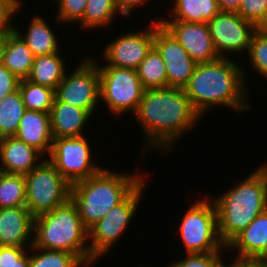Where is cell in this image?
I'll list each match as a JSON object with an SVG mask.
<instances>
[{
    "mask_svg": "<svg viewBox=\"0 0 267 267\" xmlns=\"http://www.w3.org/2000/svg\"><path fill=\"white\" fill-rule=\"evenodd\" d=\"M64 78L55 90V97L62 102L85 109L91 116L100 103V78L98 62L85 59Z\"/></svg>",
    "mask_w": 267,
    "mask_h": 267,
    "instance_id": "cell-11",
    "label": "cell"
},
{
    "mask_svg": "<svg viewBox=\"0 0 267 267\" xmlns=\"http://www.w3.org/2000/svg\"><path fill=\"white\" fill-rule=\"evenodd\" d=\"M136 71L145 90L167 88L165 63L154 46L148 51Z\"/></svg>",
    "mask_w": 267,
    "mask_h": 267,
    "instance_id": "cell-25",
    "label": "cell"
},
{
    "mask_svg": "<svg viewBox=\"0 0 267 267\" xmlns=\"http://www.w3.org/2000/svg\"><path fill=\"white\" fill-rule=\"evenodd\" d=\"M218 55L248 53L251 38L257 27L244 20L237 12H219L207 22Z\"/></svg>",
    "mask_w": 267,
    "mask_h": 267,
    "instance_id": "cell-12",
    "label": "cell"
},
{
    "mask_svg": "<svg viewBox=\"0 0 267 267\" xmlns=\"http://www.w3.org/2000/svg\"><path fill=\"white\" fill-rule=\"evenodd\" d=\"M49 114L53 139L82 136L86 123L91 119L85 109L59 101L56 97Z\"/></svg>",
    "mask_w": 267,
    "mask_h": 267,
    "instance_id": "cell-20",
    "label": "cell"
},
{
    "mask_svg": "<svg viewBox=\"0 0 267 267\" xmlns=\"http://www.w3.org/2000/svg\"><path fill=\"white\" fill-rule=\"evenodd\" d=\"M22 7L21 0H0V32L9 31L14 25L12 22L13 15L15 16Z\"/></svg>",
    "mask_w": 267,
    "mask_h": 267,
    "instance_id": "cell-36",
    "label": "cell"
},
{
    "mask_svg": "<svg viewBox=\"0 0 267 267\" xmlns=\"http://www.w3.org/2000/svg\"><path fill=\"white\" fill-rule=\"evenodd\" d=\"M265 169H266V171H267V164H263L262 165Z\"/></svg>",
    "mask_w": 267,
    "mask_h": 267,
    "instance_id": "cell-46",
    "label": "cell"
},
{
    "mask_svg": "<svg viewBox=\"0 0 267 267\" xmlns=\"http://www.w3.org/2000/svg\"><path fill=\"white\" fill-rule=\"evenodd\" d=\"M25 177L2 173L0 177V209L25 206Z\"/></svg>",
    "mask_w": 267,
    "mask_h": 267,
    "instance_id": "cell-30",
    "label": "cell"
},
{
    "mask_svg": "<svg viewBox=\"0 0 267 267\" xmlns=\"http://www.w3.org/2000/svg\"><path fill=\"white\" fill-rule=\"evenodd\" d=\"M64 61L59 53L36 56L27 80L56 90L67 72Z\"/></svg>",
    "mask_w": 267,
    "mask_h": 267,
    "instance_id": "cell-23",
    "label": "cell"
},
{
    "mask_svg": "<svg viewBox=\"0 0 267 267\" xmlns=\"http://www.w3.org/2000/svg\"><path fill=\"white\" fill-rule=\"evenodd\" d=\"M159 22L175 37L197 64L210 63L221 58L215 49L207 23H190L161 18H159Z\"/></svg>",
    "mask_w": 267,
    "mask_h": 267,
    "instance_id": "cell-15",
    "label": "cell"
},
{
    "mask_svg": "<svg viewBox=\"0 0 267 267\" xmlns=\"http://www.w3.org/2000/svg\"><path fill=\"white\" fill-rule=\"evenodd\" d=\"M30 249L29 267H87V265L73 253L41 249L33 245Z\"/></svg>",
    "mask_w": 267,
    "mask_h": 267,
    "instance_id": "cell-28",
    "label": "cell"
},
{
    "mask_svg": "<svg viewBox=\"0 0 267 267\" xmlns=\"http://www.w3.org/2000/svg\"><path fill=\"white\" fill-rule=\"evenodd\" d=\"M33 230L34 216L26 206L0 209V246L31 248Z\"/></svg>",
    "mask_w": 267,
    "mask_h": 267,
    "instance_id": "cell-16",
    "label": "cell"
},
{
    "mask_svg": "<svg viewBox=\"0 0 267 267\" xmlns=\"http://www.w3.org/2000/svg\"><path fill=\"white\" fill-rule=\"evenodd\" d=\"M100 101L107 104L113 115L136 112L144 88L135 69L98 65Z\"/></svg>",
    "mask_w": 267,
    "mask_h": 267,
    "instance_id": "cell-9",
    "label": "cell"
},
{
    "mask_svg": "<svg viewBox=\"0 0 267 267\" xmlns=\"http://www.w3.org/2000/svg\"><path fill=\"white\" fill-rule=\"evenodd\" d=\"M244 72V68L229 57L196 64L184 91L202 119L214 107L223 106L240 112L250 109Z\"/></svg>",
    "mask_w": 267,
    "mask_h": 267,
    "instance_id": "cell-2",
    "label": "cell"
},
{
    "mask_svg": "<svg viewBox=\"0 0 267 267\" xmlns=\"http://www.w3.org/2000/svg\"><path fill=\"white\" fill-rule=\"evenodd\" d=\"M238 183L222 196L212 198L217 210L218 234L225 246L267 210V171L262 165Z\"/></svg>",
    "mask_w": 267,
    "mask_h": 267,
    "instance_id": "cell-3",
    "label": "cell"
},
{
    "mask_svg": "<svg viewBox=\"0 0 267 267\" xmlns=\"http://www.w3.org/2000/svg\"><path fill=\"white\" fill-rule=\"evenodd\" d=\"M257 30L260 31L261 33L267 35V13H266L264 19L257 26Z\"/></svg>",
    "mask_w": 267,
    "mask_h": 267,
    "instance_id": "cell-41",
    "label": "cell"
},
{
    "mask_svg": "<svg viewBox=\"0 0 267 267\" xmlns=\"http://www.w3.org/2000/svg\"><path fill=\"white\" fill-rule=\"evenodd\" d=\"M18 88L26 110L50 113L55 99L54 89L34 84L27 79L20 80Z\"/></svg>",
    "mask_w": 267,
    "mask_h": 267,
    "instance_id": "cell-27",
    "label": "cell"
},
{
    "mask_svg": "<svg viewBox=\"0 0 267 267\" xmlns=\"http://www.w3.org/2000/svg\"><path fill=\"white\" fill-rule=\"evenodd\" d=\"M34 58L30 48L13 29L2 32V64L19 80L28 78Z\"/></svg>",
    "mask_w": 267,
    "mask_h": 267,
    "instance_id": "cell-21",
    "label": "cell"
},
{
    "mask_svg": "<svg viewBox=\"0 0 267 267\" xmlns=\"http://www.w3.org/2000/svg\"><path fill=\"white\" fill-rule=\"evenodd\" d=\"M148 0H114L115 6L119 13L123 16L132 15V11L136 9L140 4H144Z\"/></svg>",
    "mask_w": 267,
    "mask_h": 267,
    "instance_id": "cell-38",
    "label": "cell"
},
{
    "mask_svg": "<svg viewBox=\"0 0 267 267\" xmlns=\"http://www.w3.org/2000/svg\"><path fill=\"white\" fill-rule=\"evenodd\" d=\"M153 46L165 63L167 87L184 88L197 63L159 20L154 21Z\"/></svg>",
    "mask_w": 267,
    "mask_h": 267,
    "instance_id": "cell-13",
    "label": "cell"
},
{
    "mask_svg": "<svg viewBox=\"0 0 267 267\" xmlns=\"http://www.w3.org/2000/svg\"><path fill=\"white\" fill-rule=\"evenodd\" d=\"M247 54L253 70L267 77V35L256 30L252 35Z\"/></svg>",
    "mask_w": 267,
    "mask_h": 267,
    "instance_id": "cell-31",
    "label": "cell"
},
{
    "mask_svg": "<svg viewBox=\"0 0 267 267\" xmlns=\"http://www.w3.org/2000/svg\"><path fill=\"white\" fill-rule=\"evenodd\" d=\"M42 156L38 150L14 136L0 138V167L4 173L25 175L43 161L39 160Z\"/></svg>",
    "mask_w": 267,
    "mask_h": 267,
    "instance_id": "cell-18",
    "label": "cell"
},
{
    "mask_svg": "<svg viewBox=\"0 0 267 267\" xmlns=\"http://www.w3.org/2000/svg\"><path fill=\"white\" fill-rule=\"evenodd\" d=\"M2 64V33L0 32V65Z\"/></svg>",
    "mask_w": 267,
    "mask_h": 267,
    "instance_id": "cell-42",
    "label": "cell"
},
{
    "mask_svg": "<svg viewBox=\"0 0 267 267\" xmlns=\"http://www.w3.org/2000/svg\"><path fill=\"white\" fill-rule=\"evenodd\" d=\"M226 249L237 252L238 259L261 262L267 259V210L259 214L239 233Z\"/></svg>",
    "mask_w": 267,
    "mask_h": 267,
    "instance_id": "cell-17",
    "label": "cell"
},
{
    "mask_svg": "<svg viewBox=\"0 0 267 267\" xmlns=\"http://www.w3.org/2000/svg\"><path fill=\"white\" fill-rule=\"evenodd\" d=\"M145 179L117 206L88 230L91 265L119 240L131 223L145 188ZM98 258V259H97ZM96 260V261H95Z\"/></svg>",
    "mask_w": 267,
    "mask_h": 267,
    "instance_id": "cell-8",
    "label": "cell"
},
{
    "mask_svg": "<svg viewBox=\"0 0 267 267\" xmlns=\"http://www.w3.org/2000/svg\"><path fill=\"white\" fill-rule=\"evenodd\" d=\"M0 267H29V253L25 247L0 246Z\"/></svg>",
    "mask_w": 267,
    "mask_h": 267,
    "instance_id": "cell-33",
    "label": "cell"
},
{
    "mask_svg": "<svg viewBox=\"0 0 267 267\" xmlns=\"http://www.w3.org/2000/svg\"><path fill=\"white\" fill-rule=\"evenodd\" d=\"M58 4L56 21L60 23L79 22L84 15L88 0H54Z\"/></svg>",
    "mask_w": 267,
    "mask_h": 267,
    "instance_id": "cell-32",
    "label": "cell"
},
{
    "mask_svg": "<svg viewBox=\"0 0 267 267\" xmlns=\"http://www.w3.org/2000/svg\"><path fill=\"white\" fill-rule=\"evenodd\" d=\"M25 111L19 88L0 100V138L16 134Z\"/></svg>",
    "mask_w": 267,
    "mask_h": 267,
    "instance_id": "cell-26",
    "label": "cell"
},
{
    "mask_svg": "<svg viewBox=\"0 0 267 267\" xmlns=\"http://www.w3.org/2000/svg\"><path fill=\"white\" fill-rule=\"evenodd\" d=\"M242 0H217L220 12H238Z\"/></svg>",
    "mask_w": 267,
    "mask_h": 267,
    "instance_id": "cell-39",
    "label": "cell"
},
{
    "mask_svg": "<svg viewBox=\"0 0 267 267\" xmlns=\"http://www.w3.org/2000/svg\"><path fill=\"white\" fill-rule=\"evenodd\" d=\"M24 177L25 206L34 217L51 212L70 199L71 184L45 158Z\"/></svg>",
    "mask_w": 267,
    "mask_h": 267,
    "instance_id": "cell-7",
    "label": "cell"
},
{
    "mask_svg": "<svg viewBox=\"0 0 267 267\" xmlns=\"http://www.w3.org/2000/svg\"><path fill=\"white\" fill-rule=\"evenodd\" d=\"M14 137L38 150L43 156L50 154L53 142L50 114L26 110Z\"/></svg>",
    "mask_w": 267,
    "mask_h": 267,
    "instance_id": "cell-19",
    "label": "cell"
},
{
    "mask_svg": "<svg viewBox=\"0 0 267 267\" xmlns=\"http://www.w3.org/2000/svg\"><path fill=\"white\" fill-rule=\"evenodd\" d=\"M88 242V229L71 199L51 212L34 217V247L73 253L88 267L91 265Z\"/></svg>",
    "mask_w": 267,
    "mask_h": 267,
    "instance_id": "cell-5",
    "label": "cell"
},
{
    "mask_svg": "<svg viewBox=\"0 0 267 267\" xmlns=\"http://www.w3.org/2000/svg\"><path fill=\"white\" fill-rule=\"evenodd\" d=\"M263 267H267V259L262 260L261 262H259Z\"/></svg>",
    "mask_w": 267,
    "mask_h": 267,
    "instance_id": "cell-43",
    "label": "cell"
},
{
    "mask_svg": "<svg viewBox=\"0 0 267 267\" xmlns=\"http://www.w3.org/2000/svg\"><path fill=\"white\" fill-rule=\"evenodd\" d=\"M221 254V252L186 254V258L175 261L168 267H216L222 257Z\"/></svg>",
    "mask_w": 267,
    "mask_h": 267,
    "instance_id": "cell-35",
    "label": "cell"
},
{
    "mask_svg": "<svg viewBox=\"0 0 267 267\" xmlns=\"http://www.w3.org/2000/svg\"><path fill=\"white\" fill-rule=\"evenodd\" d=\"M20 80L3 64L0 65V100L18 89Z\"/></svg>",
    "mask_w": 267,
    "mask_h": 267,
    "instance_id": "cell-37",
    "label": "cell"
},
{
    "mask_svg": "<svg viewBox=\"0 0 267 267\" xmlns=\"http://www.w3.org/2000/svg\"><path fill=\"white\" fill-rule=\"evenodd\" d=\"M118 12L114 0H88L83 18L79 21L80 27L90 30L99 27L103 29L114 22L116 14H120Z\"/></svg>",
    "mask_w": 267,
    "mask_h": 267,
    "instance_id": "cell-29",
    "label": "cell"
},
{
    "mask_svg": "<svg viewBox=\"0 0 267 267\" xmlns=\"http://www.w3.org/2000/svg\"><path fill=\"white\" fill-rule=\"evenodd\" d=\"M146 177L101 169L87 179L71 185L70 199L89 230L113 207L121 203Z\"/></svg>",
    "mask_w": 267,
    "mask_h": 267,
    "instance_id": "cell-4",
    "label": "cell"
},
{
    "mask_svg": "<svg viewBox=\"0 0 267 267\" xmlns=\"http://www.w3.org/2000/svg\"><path fill=\"white\" fill-rule=\"evenodd\" d=\"M222 258L216 265V267H253L257 262L252 261V260H245V259H238L235 258L233 259V262L228 265H226V262H223Z\"/></svg>",
    "mask_w": 267,
    "mask_h": 267,
    "instance_id": "cell-40",
    "label": "cell"
},
{
    "mask_svg": "<svg viewBox=\"0 0 267 267\" xmlns=\"http://www.w3.org/2000/svg\"><path fill=\"white\" fill-rule=\"evenodd\" d=\"M173 19L190 23H207L220 10L217 0H174Z\"/></svg>",
    "mask_w": 267,
    "mask_h": 267,
    "instance_id": "cell-24",
    "label": "cell"
},
{
    "mask_svg": "<svg viewBox=\"0 0 267 267\" xmlns=\"http://www.w3.org/2000/svg\"><path fill=\"white\" fill-rule=\"evenodd\" d=\"M253 267H263L259 262H257Z\"/></svg>",
    "mask_w": 267,
    "mask_h": 267,
    "instance_id": "cell-44",
    "label": "cell"
},
{
    "mask_svg": "<svg viewBox=\"0 0 267 267\" xmlns=\"http://www.w3.org/2000/svg\"><path fill=\"white\" fill-rule=\"evenodd\" d=\"M145 136L144 148L169 153L181 135L202 118L192 107L184 88L146 89L133 115ZM197 122V123H196Z\"/></svg>",
    "mask_w": 267,
    "mask_h": 267,
    "instance_id": "cell-1",
    "label": "cell"
},
{
    "mask_svg": "<svg viewBox=\"0 0 267 267\" xmlns=\"http://www.w3.org/2000/svg\"><path fill=\"white\" fill-rule=\"evenodd\" d=\"M2 173H3V170H2V168L0 167V177H1Z\"/></svg>",
    "mask_w": 267,
    "mask_h": 267,
    "instance_id": "cell-45",
    "label": "cell"
},
{
    "mask_svg": "<svg viewBox=\"0 0 267 267\" xmlns=\"http://www.w3.org/2000/svg\"><path fill=\"white\" fill-rule=\"evenodd\" d=\"M90 143L84 135L54 139L47 160L71 184L87 179L102 168L92 162ZM94 163V164H93Z\"/></svg>",
    "mask_w": 267,
    "mask_h": 267,
    "instance_id": "cell-10",
    "label": "cell"
},
{
    "mask_svg": "<svg viewBox=\"0 0 267 267\" xmlns=\"http://www.w3.org/2000/svg\"><path fill=\"white\" fill-rule=\"evenodd\" d=\"M45 20L35 15L28 25L26 34H21L19 28L15 26L12 28L24 40L35 57L60 53L59 39Z\"/></svg>",
    "mask_w": 267,
    "mask_h": 267,
    "instance_id": "cell-22",
    "label": "cell"
},
{
    "mask_svg": "<svg viewBox=\"0 0 267 267\" xmlns=\"http://www.w3.org/2000/svg\"><path fill=\"white\" fill-rule=\"evenodd\" d=\"M153 41L154 22L150 24V29L145 31L127 32L105 45L103 58L107 64L102 66L136 70L153 46Z\"/></svg>",
    "mask_w": 267,
    "mask_h": 267,
    "instance_id": "cell-14",
    "label": "cell"
},
{
    "mask_svg": "<svg viewBox=\"0 0 267 267\" xmlns=\"http://www.w3.org/2000/svg\"><path fill=\"white\" fill-rule=\"evenodd\" d=\"M237 13L257 27L267 13V0H242Z\"/></svg>",
    "mask_w": 267,
    "mask_h": 267,
    "instance_id": "cell-34",
    "label": "cell"
},
{
    "mask_svg": "<svg viewBox=\"0 0 267 267\" xmlns=\"http://www.w3.org/2000/svg\"><path fill=\"white\" fill-rule=\"evenodd\" d=\"M207 198L193 203L179 224L186 254L225 251L226 246L218 234L217 210L214 201Z\"/></svg>",
    "mask_w": 267,
    "mask_h": 267,
    "instance_id": "cell-6",
    "label": "cell"
}]
</instances>
